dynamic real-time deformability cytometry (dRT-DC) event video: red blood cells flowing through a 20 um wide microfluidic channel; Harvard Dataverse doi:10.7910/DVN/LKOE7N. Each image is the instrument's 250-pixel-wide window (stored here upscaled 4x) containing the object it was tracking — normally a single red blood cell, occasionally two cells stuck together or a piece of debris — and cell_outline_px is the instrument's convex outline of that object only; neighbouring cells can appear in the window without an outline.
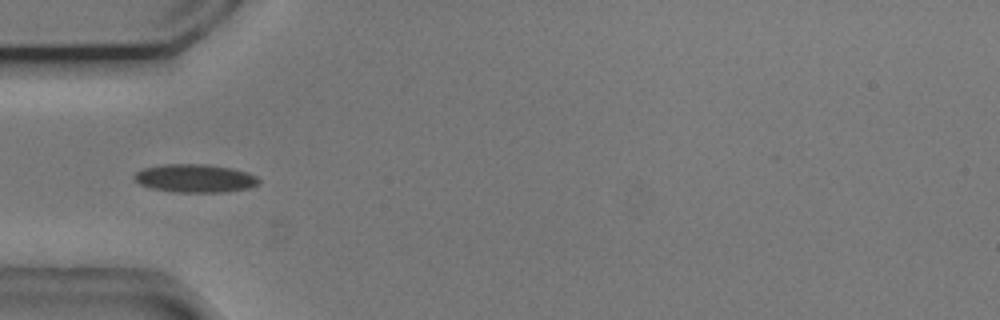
{"species": "common noctule bat (a hibernating species)", "species_latin": "Nyctalus noctula", "temperature_condition": "cold", "stored_images_in_passage": 40, "camera_frame_rate_fps": 3000, "um_per_image_px": 0.085, "animal": {"sex": "male", "body_mass_g": 20.5, "forearm_length_mm": 52.5}, "frame": {"image": 1, "passage_image": 5, "time_ms": 1.333, "image_size_px": [1000, 320], "cell_outline_px": [[260, 184], [248, 188], [224, 192], [176, 192], [152, 188], [140, 184], [132, 176], [136, 172], [144, 168], [164, 164], [208, 164], [232, 168], [248, 172], [256, 176], [260, 180]], "centroid_in_image_um": [16.61, 15.15], "position_along_channel_um": 68.4, "area_um2": 20.52}, "authors_computed_cell_mechanics": {"area_um2": 19.0162, "velocity_mm_per_s": 3.7097, "shape_relaxation_time_tau1_ms": 2.5467, "shape_relaxation_time_tau2_ms": 3.0949, "deformation_change_tau1": 0.1088, "deformation_change_tau2": 0.0955}}